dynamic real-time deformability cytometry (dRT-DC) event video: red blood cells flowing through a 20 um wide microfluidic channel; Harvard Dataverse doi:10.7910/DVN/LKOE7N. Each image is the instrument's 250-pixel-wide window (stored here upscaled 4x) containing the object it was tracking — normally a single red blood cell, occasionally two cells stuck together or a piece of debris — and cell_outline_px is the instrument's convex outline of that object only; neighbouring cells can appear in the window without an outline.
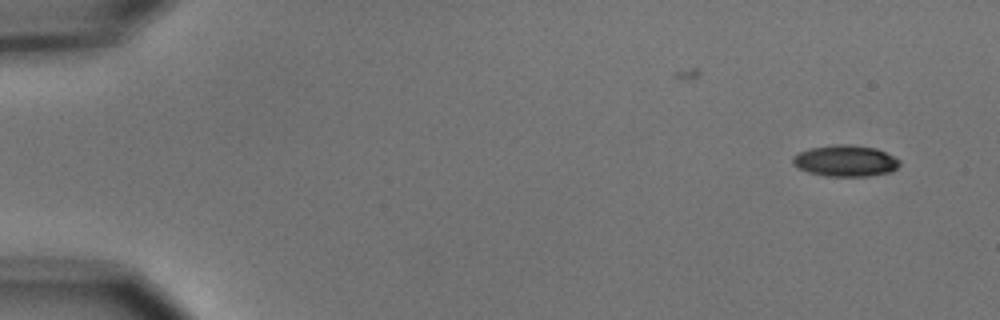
{"species": "common noctule bat (a hibernating species)", "species_latin": "Nyctalus noctula", "temperature_condition": "cold", "stored_images_in_passage": 4, "camera_frame_rate_fps": 3000, "um_per_image_px": 0.085, "animal": {"sex": "male", "body_mass_g": 15.6}, "frame": {"image": 1, "passage_image": 1, "time_ms": 0.0, "image_size_px": [1000, 320], "cell_outline_px": [[900, 164], [892, 172], [868, 176], [828, 176], [808, 172], [792, 164], [792, 156], [808, 148], [832, 144], [848, 144], [876, 148], [900, 160]], "centroid_in_image_um": [71.84, 13.66], "position_along_channel_um": 13.2, "area_um2": 19.54}}
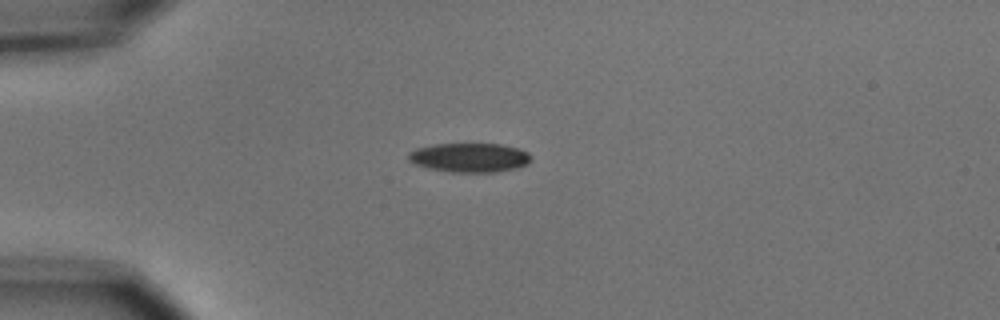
{"frame": {"image": 2, "passage_image": 4, "time_ms": 3.667, "image_size_px": [1000, 320], "cell_outline_px": [[532, 160], [528, 164], [516, 168], [496, 172], [452, 172], [428, 168], [416, 164], [408, 160], [408, 152], [416, 148], [432, 144], [500, 144], [520, 148], [528, 152], [532, 156]], "centroid_in_image_um": [39.94, 13.39], "position_along_channel_um": 45.1, "area_um2": 21.04}}